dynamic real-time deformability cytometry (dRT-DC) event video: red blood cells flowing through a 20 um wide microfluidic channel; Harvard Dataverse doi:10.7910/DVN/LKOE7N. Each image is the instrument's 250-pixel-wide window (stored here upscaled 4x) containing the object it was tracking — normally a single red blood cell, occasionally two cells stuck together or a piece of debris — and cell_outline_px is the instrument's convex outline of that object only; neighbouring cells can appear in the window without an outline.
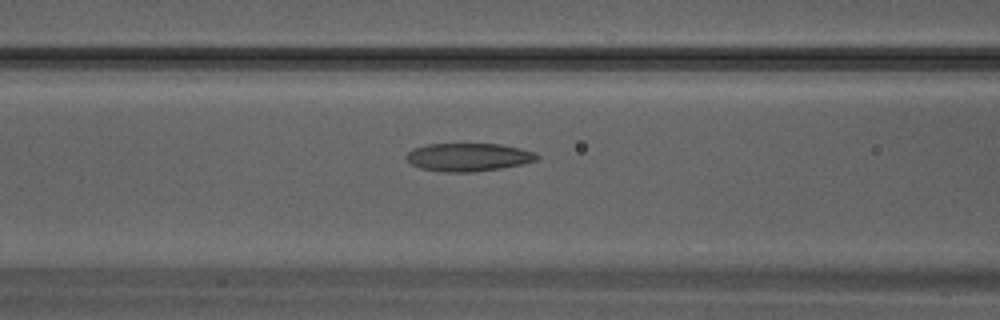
{"species": "Egyptian fruit bat (a non-hibernating species)", "species_latin": "Rousettus aegyptiacus", "temperature_condition": "warm", "stored_images_in_passage": 8, "camera_frame_rate_fps": 3000, "um_per_image_px": 0.085, "animal": {"sex": "male"}, "frame": {"image": 1, "passage_image": 7, "time_ms": 2.0, "image_size_px": [1000, 320], "cell_outline_px": [[540, 156], [536, 160], [524, 164], [500, 168], [472, 172], [444, 172], [420, 168], [404, 160], [404, 156], [412, 148], [428, 144], [500, 144], [520, 148], [532, 152]], "centroid_in_image_um": [39.76, 13.36], "position_along_channel_um": 126.8, "area_um2": 21.44}}